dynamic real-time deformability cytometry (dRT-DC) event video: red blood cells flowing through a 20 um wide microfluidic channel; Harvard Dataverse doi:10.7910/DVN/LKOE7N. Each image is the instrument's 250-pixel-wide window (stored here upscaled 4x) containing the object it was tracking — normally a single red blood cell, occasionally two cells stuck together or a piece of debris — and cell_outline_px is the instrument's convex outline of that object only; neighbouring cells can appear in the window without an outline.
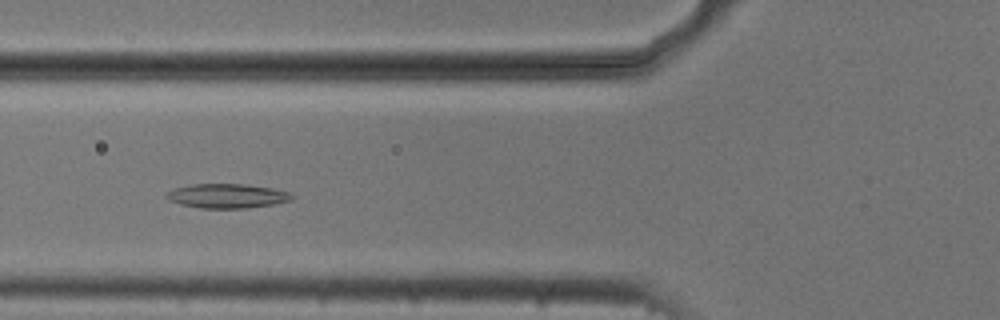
{"species": "common noctule bat (a hibernating species)", "species_latin": "Nyctalus noctula", "temperature_condition": "cold", "stored_images_in_passage": 44, "camera_frame_rate_fps": 3000, "um_per_image_px": 0.085, "animal": {"sex": "male", "body_mass_g": 20.5, "forearm_length_mm": 52.5}, "frame": {"image": 1, "passage_image": 10, "time_ms": 3.0, "image_size_px": [1000, 320], "cell_outline_px": [[296, 196], [292, 200], [272, 204], [244, 208], [200, 208], [180, 204], [168, 200], [164, 196], [168, 192], [176, 188], [192, 184], [244, 184], [272, 188], [288, 192]], "centroid_in_image_um": [19.3, 16.65], "position_along_channel_um": 106.5, "area_um2": 17.69}}
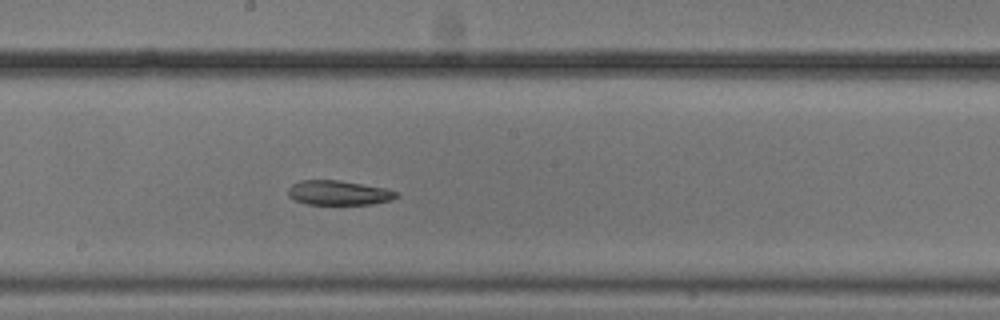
{"frame": {"image": 2, "passage_image": 19, "time_ms": 6.0, "image_size_px": [1000, 320], "cell_outline_px": [[400, 196], [392, 200], [372, 204], [308, 204], [296, 200], [288, 196], [288, 188], [292, 184], [300, 180], [340, 180], [384, 188], [396, 192]], "centroid_in_image_um": [28.78, 16.38], "position_along_channel_um": 219.4, "area_um2": 15.43}}
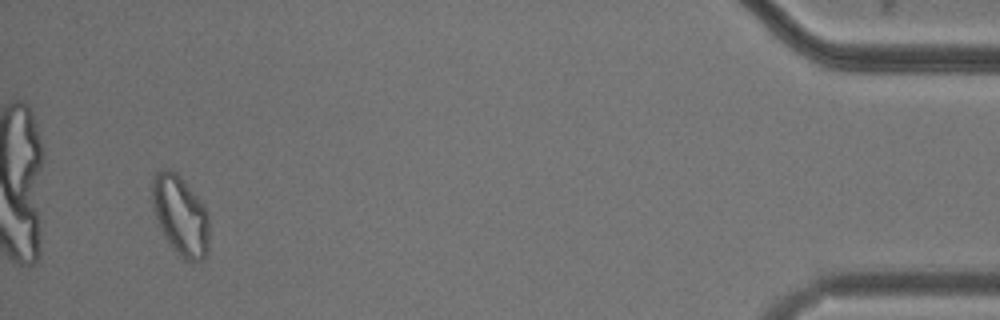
{"frame": {"image": 3, "passage_image": 41, "time_ms": 13.333, "image_size_px": [1000, 320], "cell_outline_px": [[208, 252], [204, 260], [184, 260], [176, 252], [164, 236], [152, 208], [152, 176], [160, 168], [168, 168], [176, 172], [180, 176], [204, 204], [208, 212]], "centroid_in_image_um": [15.33, 18.28], "position_along_channel_um": 419.9, "area_um2": 26.7}}